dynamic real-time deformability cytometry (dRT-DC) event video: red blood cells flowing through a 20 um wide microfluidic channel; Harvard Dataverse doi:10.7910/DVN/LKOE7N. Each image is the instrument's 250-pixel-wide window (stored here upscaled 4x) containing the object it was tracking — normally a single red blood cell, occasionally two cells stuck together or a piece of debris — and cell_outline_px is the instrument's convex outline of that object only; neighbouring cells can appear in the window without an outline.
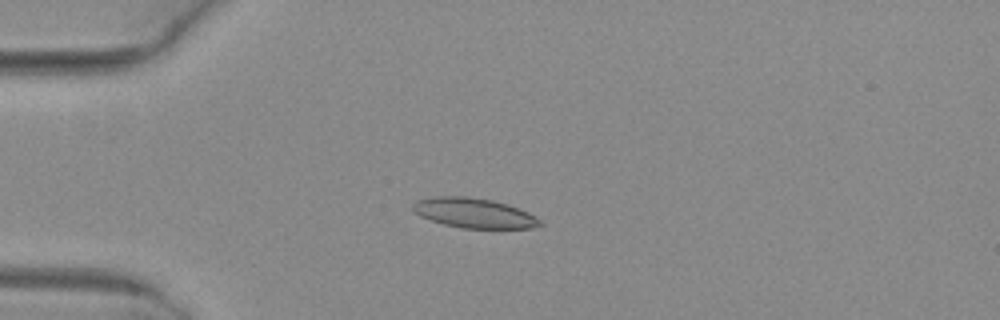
{"species": "common noctule bat (a hibernating species)", "species_latin": "Nyctalus noctula", "temperature_condition": "warm", "stored_images_in_passage": 5, "camera_frame_rate_fps": 3000, "um_per_image_px": 0.085, "animal": {"sex": "female", "body_mass_g": 29.2, "forearm_length_mm": 56.3}, "frame": {"image": 1, "passage_image": 3, "time_ms": 0.667, "image_size_px": [1000, 320], "cell_outline_px": [[544, 224], [532, 228], [464, 228], [444, 224], [420, 216], [412, 208], [412, 204], [416, 200], [436, 196], [468, 196], [492, 200], [508, 204], [528, 212], [536, 216]], "centroid_in_image_um": [40.31, 18.1], "position_along_channel_um": 44.7, "area_um2": 22.08}}
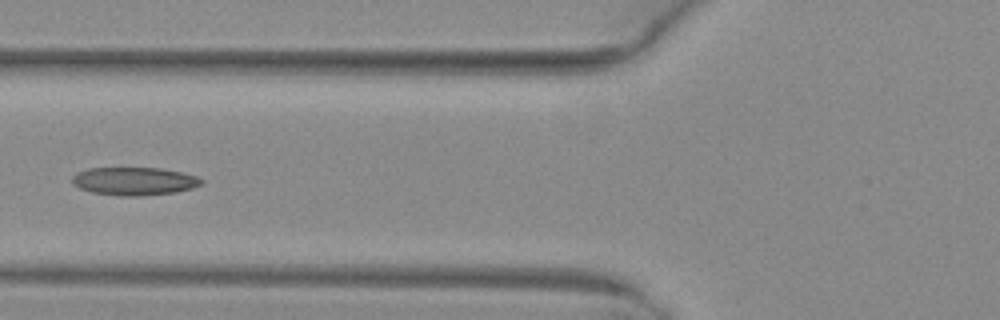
{"frame": {"image": 2, "passage_image": 5, "time_ms": 1.333, "image_size_px": [1000, 320], "cell_outline_px": [[204, 184], [192, 188], [176, 192], [140, 196], [120, 196], [92, 192], [80, 188], [72, 184], [72, 176], [76, 172], [88, 168], [160, 168], [180, 172], [196, 176], [204, 180]], "centroid_in_image_um": [11.41, 15.4], "position_along_channel_um": 114.4, "area_um2": 21.21}}